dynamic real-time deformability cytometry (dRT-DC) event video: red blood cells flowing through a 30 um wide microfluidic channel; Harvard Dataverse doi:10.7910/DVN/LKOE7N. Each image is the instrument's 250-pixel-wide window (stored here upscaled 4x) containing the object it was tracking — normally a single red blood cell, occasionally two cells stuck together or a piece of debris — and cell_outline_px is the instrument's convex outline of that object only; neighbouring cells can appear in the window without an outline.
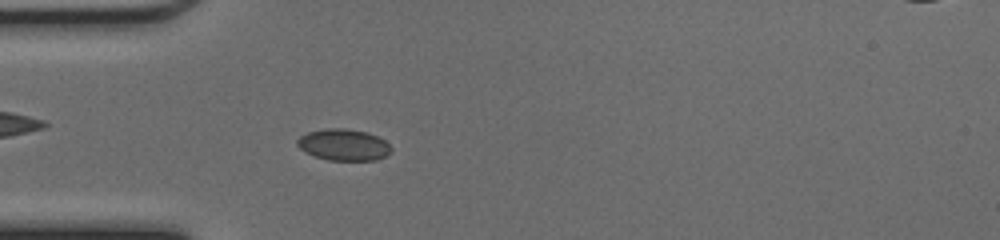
{"species": "common noctule bat (a hibernating species)", "species_latin": "Nyctalus noctula", "temperature_condition": "cold", "stored_images_in_passage": 48, "camera_frame_rate_fps": 3000, "um_per_image_px": 0.085, "animal": {"sex": "female", "body_mass_g": 17.0, "forearm_length_mm": 48.0}, "frame": {"image": 1, "passage_image": 14, "time_ms": 4.333, "image_size_px": [1000, 240], "cell_outline_px": [[392, 152], [376, 160], [328, 160], [304, 152], [296, 144], [296, 140], [300, 136], [308, 132], [328, 128], [344, 128], [368, 132], [384, 140], [392, 148]], "centroid_in_image_um": [29.2, 12.3], "position_along_channel_um": 55.8, "area_um2": 17.22}}
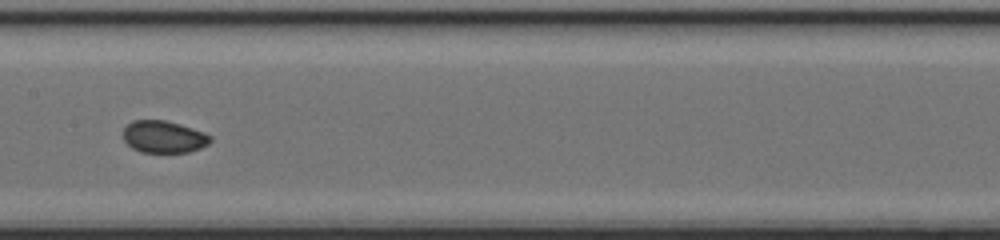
{"frame": {"image": 2, "passage_image": 24, "time_ms": 7.667, "image_size_px": [1000, 240], "cell_outline_px": [[212, 140], [208, 144], [200, 148], [188, 152], [140, 152], [132, 148], [124, 140], [124, 128], [132, 120], [164, 120], [180, 124], [204, 132], [212, 136]], "centroid_in_image_um": [13.93, 11.63], "position_along_channel_um": 193.5, "area_um2": 16.3}}
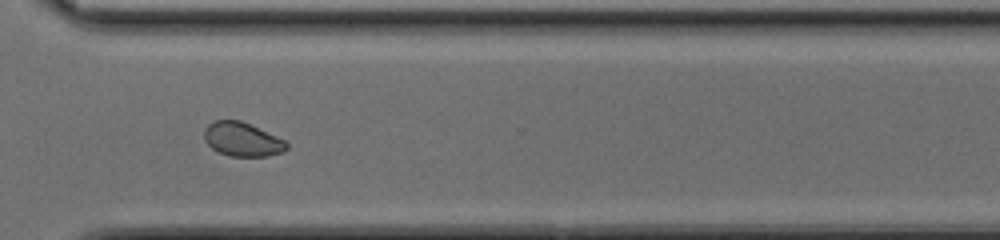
{"frame": {"image": 3, "passage_image": 35, "time_ms": 11.333, "image_size_px": [1000, 240], "cell_outline_px": [[288, 148], [284, 152], [268, 156], [228, 156], [212, 148], [204, 140], [204, 128], [208, 124], [216, 120], [240, 120], [276, 136], [284, 140], [288, 144]], "centroid_in_image_um": [20.59, 11.85], "position_along_channel_um": 350.0, "area_um2": 16.24}}